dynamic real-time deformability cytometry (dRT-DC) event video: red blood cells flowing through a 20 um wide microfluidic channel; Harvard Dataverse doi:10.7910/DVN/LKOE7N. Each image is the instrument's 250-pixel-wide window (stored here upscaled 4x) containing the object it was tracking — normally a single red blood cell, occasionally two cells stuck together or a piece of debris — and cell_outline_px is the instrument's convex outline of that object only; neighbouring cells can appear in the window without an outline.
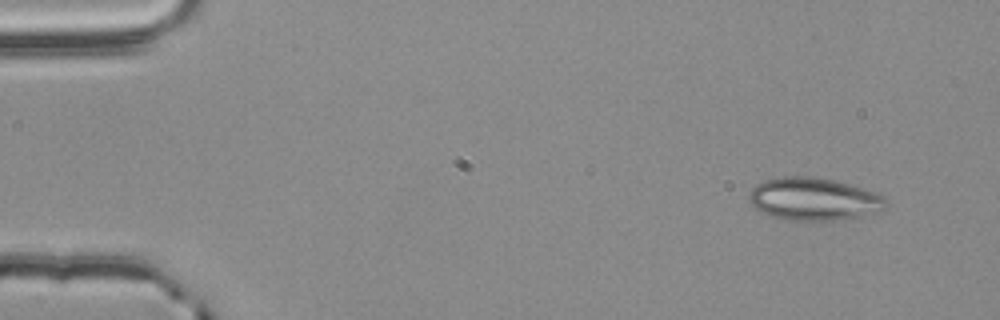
{"species": "common noctule bat (a hibernating species)", "species_latin": "Nyctalus noctula", "temperature_condition": "room temperature", "stored_images_in_passage": 4, "camera_frame_rate_fps": 3000, "um_per_image_px": 0.085, "animal": {"sex": "male", "body_mass_g": 20.4}, "frame": {"image": 1, "passage_image": 1, "time_ms": 0.0, "image_size_px": [1000, 320], "cell_outline_px": [[888, 204], [880, 212], [860, 216], [832, 220], [788, 220], [772, 216], [760, 212], [748, 200], [748, 196], [752, 188], [756, 184], [764, 180], [784, 176], [812, 176], [832, 180], [848, 184], [876, 192], [884, 196]], "centroid_in_image_um": [69.16, 16.91], "position_along_channel_um": 15.8, "area_um2": 34.04}}